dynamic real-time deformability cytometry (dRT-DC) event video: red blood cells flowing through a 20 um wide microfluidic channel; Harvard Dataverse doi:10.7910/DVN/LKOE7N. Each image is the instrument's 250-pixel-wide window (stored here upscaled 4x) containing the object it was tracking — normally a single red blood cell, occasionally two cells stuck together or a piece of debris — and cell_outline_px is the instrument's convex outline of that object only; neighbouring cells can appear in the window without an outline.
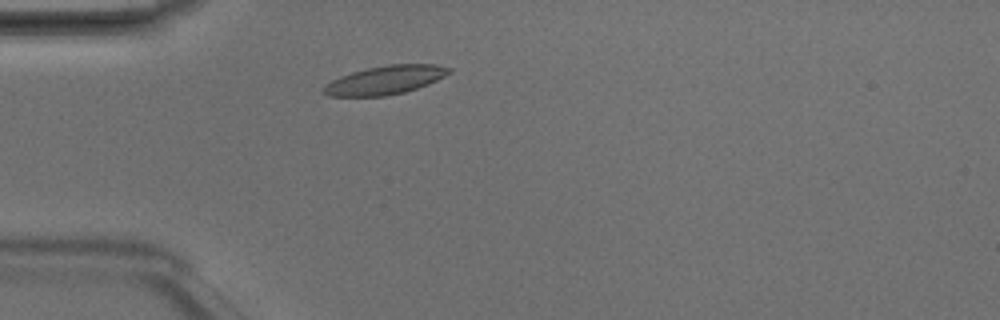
{"species": "Egyptian fruit bat (a non-hibernating species)", "species_latin": "Rousettus aegyptiacus", "temperature_condition": "room temperature", "stored_images_in_passage": 2, "camera_frame_rate_fps": 3000, "um_per_image_px": 0.085, "animal": {"sex": "male"}, "frame": {"image": 1, "passage_image": 2, "time_ms": 0.333, "image_size_px": [1000, 320], "cell_outline_px": [[452, 72], [428, 84], [404, 92], [384, 96], [328, 96], [320, 92], [320, 88], [324, 84], [340, 76], [352, 72], [368, 68], [388, 64], [436, 64], [452, 68]], "centroid_in_image_um": [32.7, 6.8], "position_along_channel_um": 52.3, "area_um2": 21.04}}